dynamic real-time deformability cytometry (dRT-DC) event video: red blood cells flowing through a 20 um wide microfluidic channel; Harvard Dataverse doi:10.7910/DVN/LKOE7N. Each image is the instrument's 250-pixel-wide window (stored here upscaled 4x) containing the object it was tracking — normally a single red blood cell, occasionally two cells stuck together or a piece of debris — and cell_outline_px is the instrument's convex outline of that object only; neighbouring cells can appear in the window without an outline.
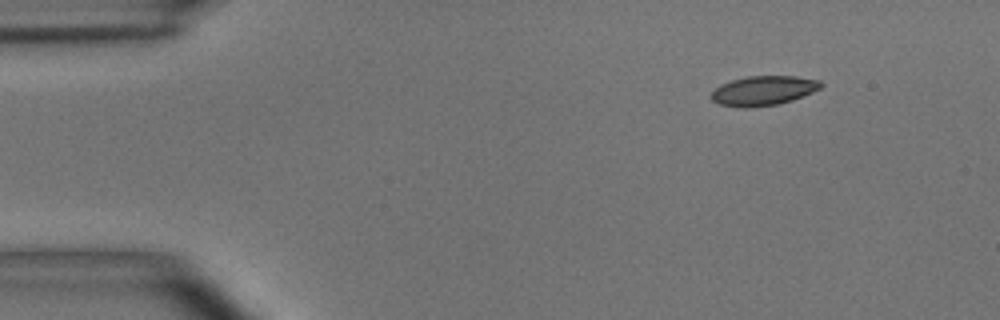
{"species": "common noctule bat (a hibernating species)", "species_latin": "Nyctalus noctula", "temperature_condition": "room temperature", "stored_images_in_passage": 49, "camera_frame_rate_fps": 3000, "um_per_image_px": 0.085, "animal": {"sex": "male", "body_mass_g": 15.6}, "frame": {"image": 1, "passage_image": 1, "time_ms": 0.0, "image_size_px": [1000, 320], "cell_outline_px": [[824, 84], [820, 88], [812, 92], [792, 100], [776, 104], [744, 108], [720, 104], [712, 100], [712, 92], [720, 84], [732, 80], [748, 76], [796, 76], [820, 80]], "centroid_in_image_um": [64.9, 7.69], "position_along_channel_um": 20.1, "area_um2": 18.67}}
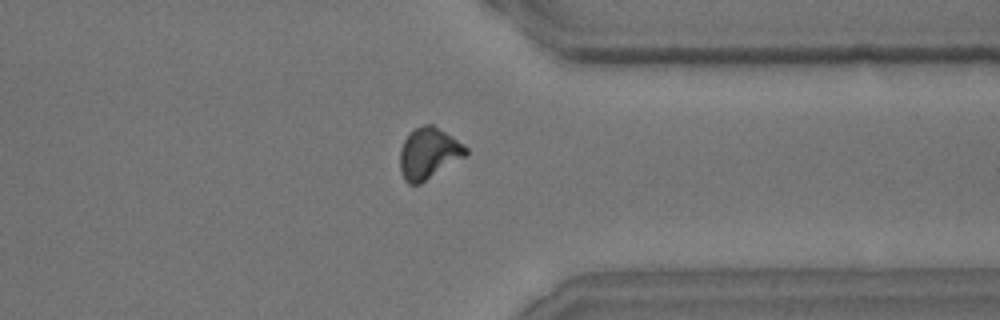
{"frame": {"image": 2, "passage_image": 37, "time_ms": 12.0, "image_size_px": [1000, 320], "cell_outline_px": [[468, 152], [464, 156], [420, 184], [408, 184], [404, 180], [400, 172], [400, 148], [404, 140], [416, 128], [424, 124], [432, 124], [464, 144], [468, 148]], "centroid_in_image_um": [36.41, 13.04], "position_along_channel_um": 375.0, "area_um2": 19.36}}
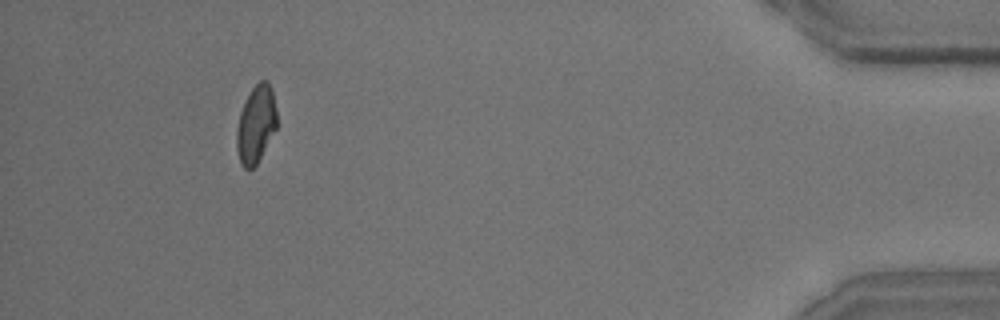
{"frame": {"image": 3, "passage_image": 45, "time_ms": 14.667, "image_size_px": [1000, 320], "cell_outline_px": [[276, 128], [256, 164], [252, 168], [244, 168], [240, 164], [236, 148], [236, 128], [240, 112], [244, 100], [252, 88], [260, 80], [268, 80], [272, 88], [276, 108]], "centroid_in_image_um": [21.73, 10.53], "position_along_channel_um": 413.5, "area_um2": 18.21}, "authors_computed_cell_mechanics": {"area_um2": 19.1318, "velocity_mm_per_s": 3.6554, "shape_relaxation_time_tau1_ms": 4.9286, "shape_relaxation_time_tau2_ms": 2.7862, "deformation_change_tau1": 0.1555, "deformation_change_tau2": 0.0885}}